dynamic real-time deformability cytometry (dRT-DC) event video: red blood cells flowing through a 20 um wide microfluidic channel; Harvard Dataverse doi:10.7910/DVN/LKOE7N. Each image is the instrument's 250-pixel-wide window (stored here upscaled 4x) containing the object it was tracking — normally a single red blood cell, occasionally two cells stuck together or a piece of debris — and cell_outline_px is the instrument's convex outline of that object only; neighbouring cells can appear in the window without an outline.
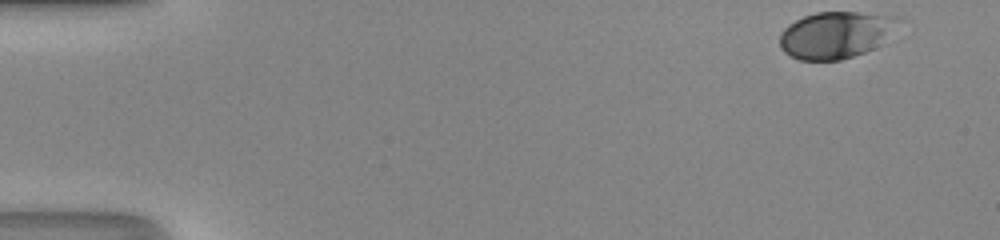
{"species": "human", "species_latin": "Homo sapiens", "temperature_condition": "room temperature", "stored_images_in_passage": 41, "camera_frame_rate_fps": 3000, "um_per_image_px": 0.085, "donor": {"sex": "male"}, "frame": {"image": 1, "passage_image": 1, "time_ms": 0.0, "image_size_px": [1000, 240], "cell_outline_px": [[896, 16], [884, 44], [876, 48], [840, 60], [800, 60], [784, 52], [780, 48], [780, 32], [788, 24], [804, 16], [816, 12], [856, 12]], "centroid_in_image_um": [70.95, 2.98], "position_along_channel_um": 14.0, "area_um2": 31.91}}
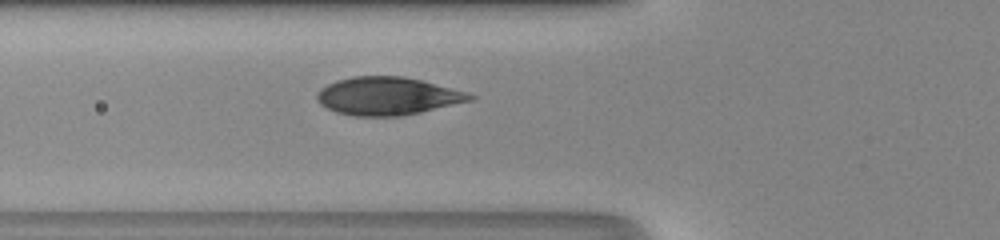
{"frame": {"image": 2, "passage_image": 17, "time_ms": 5.333, "image_size_px": [1000, 240], "cell_outline_px": [[476, 96], [472, 100], [420, 112], [400, 116], [352, 116], [336, 112], [324, 108], [316, 100], [316, 96], [320, 88], [336, 80], [352, 76], [404, 76], [468, 92]], "centroid_in_image_um": [32.89, 8.17], "position_along_channel_um": 92.9, "area_um2": 33.87}}
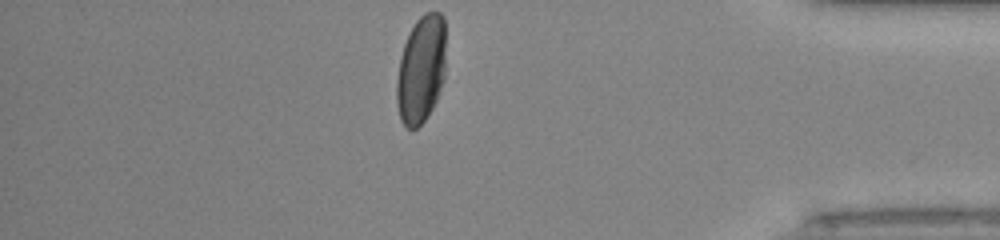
{"frame": {"image": 3, "passage_image": 41, "time_ms": 13.333, "image_size_px": [1000, 240], "cell_outline_px": [[444, 80], [436, 100], [432, 108], [424, 120], [416, 128], [408, 128], [400, 120], [396, 104], [396, 80], [400, 56], [404, 44], [416, 20], [424, 12], [440, 12], [444, 16]], "centroid_in_image_um": [35.77, 5.9], "position_along_channel_um": 399.4, "area_um2": 30.87}, "authors_computed_cell_mechanics": {"area_um2": 33.524, "velocity_mm_per_s": 4.2475, "shape_relaxation_time_tau1_ms": 3.123, "shape_relaxation_time_tau2_ms": null, "deformation_change_tau1": 0.1509, "deformation_change_tau2": null}}